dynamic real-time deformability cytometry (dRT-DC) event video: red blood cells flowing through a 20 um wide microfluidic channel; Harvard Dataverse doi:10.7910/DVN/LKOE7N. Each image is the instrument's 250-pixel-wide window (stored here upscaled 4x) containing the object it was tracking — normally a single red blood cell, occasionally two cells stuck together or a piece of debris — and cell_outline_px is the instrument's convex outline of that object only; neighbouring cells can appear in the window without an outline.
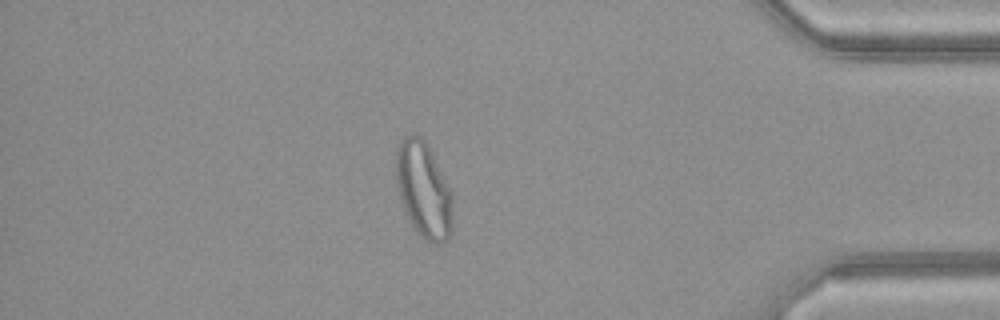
{"species": "common noctule bat (a hibernating species)", "species_latin": "Nyctalus noctula", "temperature_condition": "warm", "stored_images_in_passage": 50, "camera_frame_rate_fps": 3000, "um_per_image_px": 0.085, "animal": {"sex": "female", "body_mass_g": 21.9}, "frame": {"image": 1, "passage_image": 43, "time_ms": 14.0, "image_size_px": [1000, 320], "cell_outline_px": [[452, 232], [448, 240], [440, 244], [436, 244], [424, 240], [412, 228], [404, 212], [396, 184], [396, 148], [400, 140], [404, 136], [412, 132], [420, 136], [428, 144], [452, 196]], "centroid_in_image_um": [35.98, 16.16], "position_along_channel_um": 399.2, "area_um2": 32.08}}